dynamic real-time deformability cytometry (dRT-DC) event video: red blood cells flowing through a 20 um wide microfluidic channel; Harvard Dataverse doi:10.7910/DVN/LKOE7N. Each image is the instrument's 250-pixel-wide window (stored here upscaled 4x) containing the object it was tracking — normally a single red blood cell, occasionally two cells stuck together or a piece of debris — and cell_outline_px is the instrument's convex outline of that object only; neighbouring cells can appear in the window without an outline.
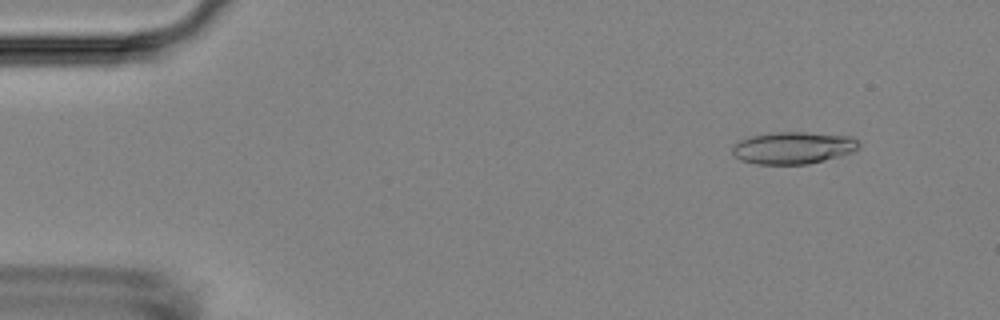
{"species": "Egyptian fruit bat (a non-hibernating species)", "species_latin": "Rousettus aegyptiacus", "temperature_condition": "room temperature", "stored_images_in_passage": 54, "camera_frame_rate_fps": 3000, "um_per_image_px": 0.085, "animal": {"sex": "female"}, "frame": {"image": 1, "passage_image": 5, "time_ms": 1.333, "image_size_px": [1000, 320], "cell_outline_px": [[860, 148], [852, 152], [840, 156], [808, 164], [756, 164], [740, 160], [732, 152], [732, 144], [740, 140], [752, 136], [772, 132], [804, 132], [852, 136], [860, 144]], "centroid_in_image_um": [67.42, 12.56], "position_along_channel_um": 17.6, "area_um2": 23.76}}
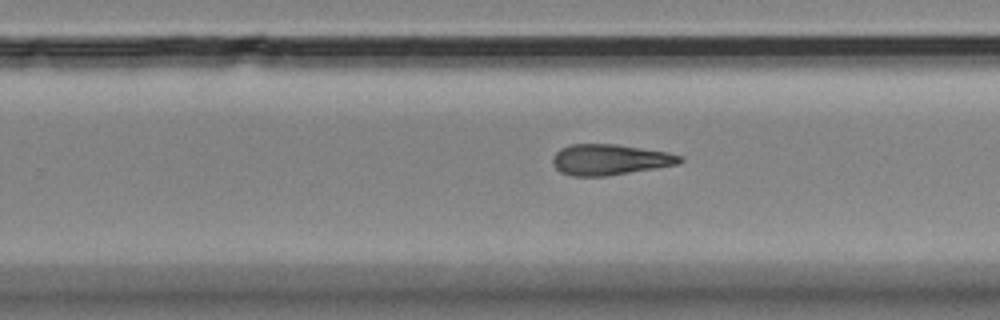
{"frame": {"image": 2, "passage_image": 34, "time_ms": 11.0, "image_size_px": [1000, 320], "cell_outline_px": [[684, 160], [680, 164], [656, 168], [604, 176], [572, 176], [560, 172], [552, 164], [552, 156], [560, 148], [572, 144], [616, 144], [668, 152], [680, 156]], "centroid_in_image_um": [51.81, 13.56], "position_along_channel_um": 278.0, "area_um2": 22.83}}
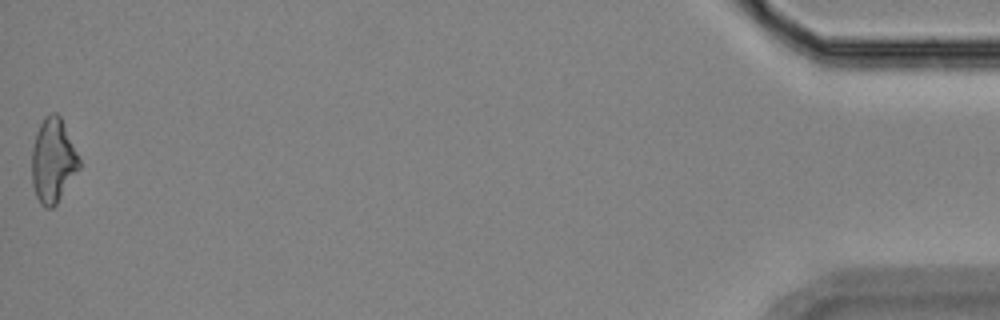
{"frame": {"image": 3, "passage_image": 54, "time_ms": 17.667, "image_size_px": [1000, 320], "cell_outline_px": [[80, 168], [56, 204], [52, 208], [44, 208], [40, 204], [36, 196], [32, 184], [32, 148], [36, 132], [44, 116], [52, 112], [56, 112], [60, 116], [80, 160]], "centroid_in_image_um": [4.49, 13.66], "position_along_channel_um": 430.7, "area_um2": 23.18}, "authors_computed_cell_mechanics": {"area_um2": 23.0044, "velocity_mm_per_s": 3.6748, "shape_relaxation_time_tau1_ms": null, "shape_relaxation_time_tau2_ms": 3.6788, "deformation_change_tau1": null, "deformation_change_tau2": 0.155}}